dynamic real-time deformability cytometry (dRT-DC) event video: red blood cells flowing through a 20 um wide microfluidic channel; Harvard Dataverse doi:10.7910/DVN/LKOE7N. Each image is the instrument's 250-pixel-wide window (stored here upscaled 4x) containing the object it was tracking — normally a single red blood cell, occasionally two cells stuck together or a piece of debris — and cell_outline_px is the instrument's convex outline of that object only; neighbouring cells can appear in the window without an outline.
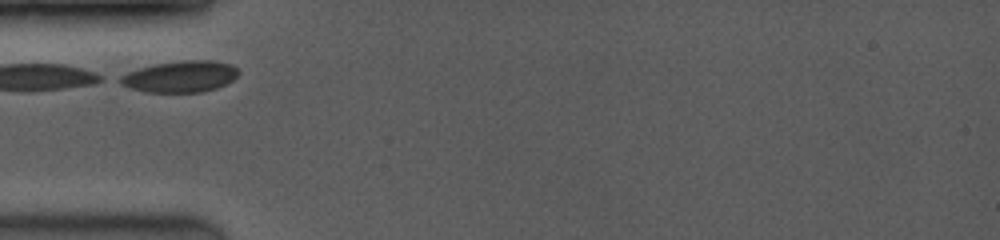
{"species": "common noctule bat (a hibernating species)", "species_latin": "Nyctalus noctula", "temperature_condition": "room temperature", "stored_images_in_passage": 7, "camera_frame_rate_fps": 3500, "um_per_image_px": 0.085, "animal": {"sex": "female", "body_mass_g": 19.0, "forearm_length_mm": 53.3}, "frame": {"image": 1, "passage_image": 1, "time_ms": 0.0, "image_size_px": [1000, 240], "cell_outline_px": [[240, 72], [232, 80], [216, 88], [204, 92], [148, 92], [132, 88], [120, 84], [112, 80], [128, 72], [140, 68], [156, 64], [184, 60], [212, 60], [232, 64]], "centroid_in_image_um": [15.3, 6.51], "position_along_channel_um": 69.7, "area_um2": 21.68}}
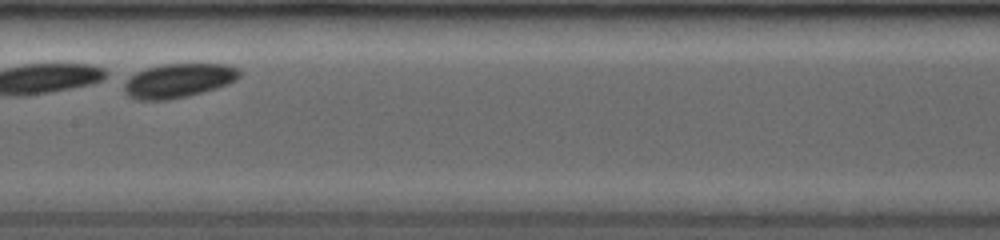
{"frame": {"image": 2, "passage_image": 7, "time_ms": 3.143, "image_size_px": [1000, 240], "cell_outline_px": [[240, 76], [236, 80], [228, 84], [216, 88], [188, 96], [168, 100], [136, 100], [128, 96], [124, 92], [124, 80], [128, 76], [136, 72], [148, 68], [164, 64], [224, 64], [240, 68]], "centroid_in_image_um": [15.14, 6.86], "position_along_channel_um": 192.3, "area_um2": 23.12}}